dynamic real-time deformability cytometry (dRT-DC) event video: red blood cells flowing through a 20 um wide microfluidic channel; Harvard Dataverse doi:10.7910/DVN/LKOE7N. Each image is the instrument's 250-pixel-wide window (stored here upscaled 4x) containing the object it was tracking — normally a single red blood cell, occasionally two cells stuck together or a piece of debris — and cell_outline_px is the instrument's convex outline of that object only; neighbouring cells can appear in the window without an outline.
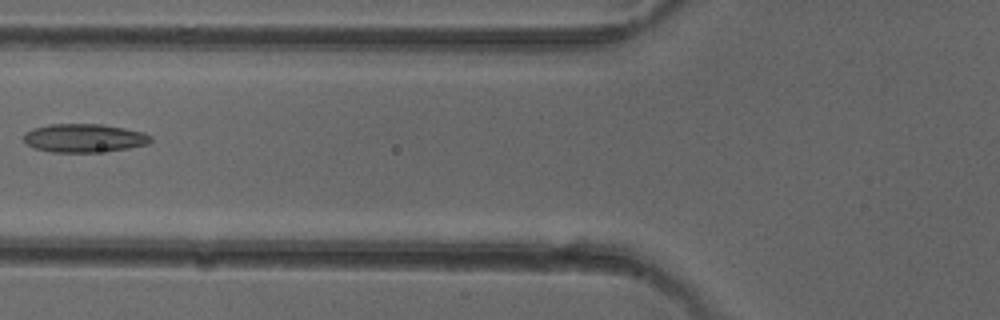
{"species": "common noctule bat (a hibernating species)", "species_latin": "Nyctalus noctula", "temperature_condition": "cold", "stored_images_in_passage": 6, "camera_frame_rate_fps": 3000, "um_per_image_px": 0.085, "animal": {"sex": "female"}, "frame": {"image": 1, "passage_image": 5, "time_ms": 4.667, "image_size_px": [1000, 320], "cell_outline_px": [[152, 140], [148, 144], [128, 148], [96, 152], [52, 152], [36, 148], [28, 144], [24, 140], [24, 136], [32, 128], [48, 124], [104, 124], [144, 132], [152, 136]], "centroid_in_image_um": [7.19, 11.72], "position_along_channel_um": 118.6, "area_um2": 20.98}}
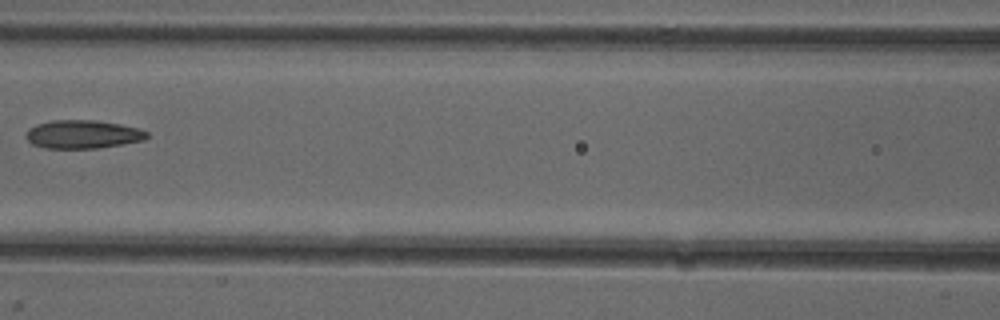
{"frame": {"image": 2, "passage_image": 6, "time_ms": 5.667, "image_size_px": [1000, 320], "cell_outline_px": [[148, 136], [144, 140], [96, 148], [44, 148], [32, 144], [28, 140], [28, 128], [36, 124], [52, 120], [96, 120], [120, 124], [140, 128], [148, 132]], "centroid_in_image_um": [7.05, 11.4], "position_along_channel_um": 159.6, "area_um2": 19.88}}